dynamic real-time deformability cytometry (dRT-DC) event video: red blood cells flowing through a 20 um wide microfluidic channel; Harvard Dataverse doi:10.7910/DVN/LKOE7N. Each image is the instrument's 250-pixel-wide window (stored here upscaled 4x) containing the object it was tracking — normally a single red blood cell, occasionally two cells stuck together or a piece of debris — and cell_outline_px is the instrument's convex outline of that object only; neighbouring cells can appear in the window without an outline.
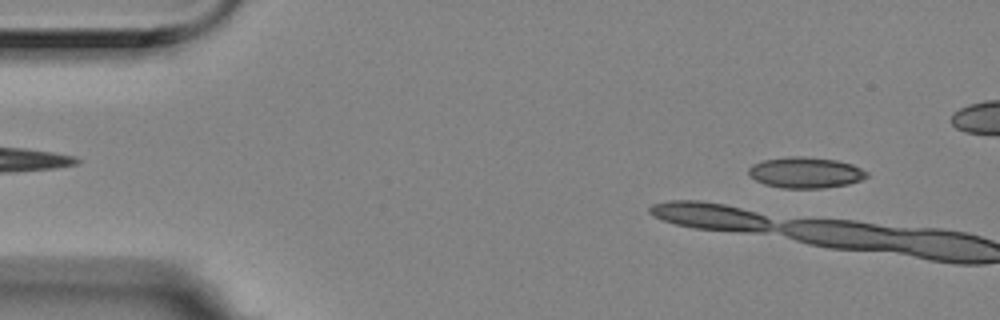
{"species": "Egyptian fruit bat (a non-hibernating species)", "species_latin": "Rousettus aegyptiacus", "temperature_condition": "room temperature", "stored_images_in_passage": 2, "camera_frame_rate_fps": 3000, "um_per_image_px": 0.085, "animal": {"sex": "female"}, "frame": {"image": 1, "passage_image": 1, "time_ms": 0.0, "image_size_px": [1000, 320], "cell_outline_px": [[868, 176], [860, 180], [848, 184], [824, 188], [780, 188], [764, 184], [748, 176], [748, 168], [752, 164], [764, 160], [788, 156], [804, 156], [836, 160], [852, 164], [868, 172]], "centroid_in_image_um": [68.44, 14.67], "position_along_channel_um": 16.6, "area_um2": 21.44}}